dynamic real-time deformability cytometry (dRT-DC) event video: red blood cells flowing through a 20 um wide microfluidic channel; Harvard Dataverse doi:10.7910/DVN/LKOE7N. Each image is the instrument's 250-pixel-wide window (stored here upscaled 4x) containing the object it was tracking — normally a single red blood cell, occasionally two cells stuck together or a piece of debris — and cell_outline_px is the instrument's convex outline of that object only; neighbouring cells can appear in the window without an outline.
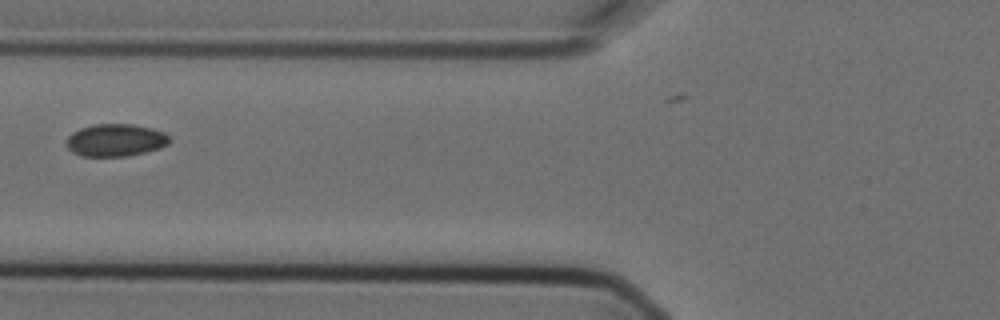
{"species": "Egyptian fruit bat (a non-hibernating species)", "species_latin": "Rousettus aegyptiacus", "temperature_condition": "cold", "stored_images_in_passage": 5, "camera_frame_rate_fps": 3000, "um_per_image_px": 0.085, "animal": {"sex": "female"}, "frame": {"image": 1, "passage_image": 4, "time_ms": 1.0, "image_size_px": [1000, 320], "cell_outline_px": [[172, 140], [168, 144], [160, 148], [128, 156], [80, 156], [72, 152], [64, 144], [68, 136], [72, 132], [80, 128], [96, 124], [132, 124], [152, 128], [164, 132]], "centroid_in_image_um": [9.8, 11.91], "position_along_channel_um": 116.0, "area_um2": 19.65}}